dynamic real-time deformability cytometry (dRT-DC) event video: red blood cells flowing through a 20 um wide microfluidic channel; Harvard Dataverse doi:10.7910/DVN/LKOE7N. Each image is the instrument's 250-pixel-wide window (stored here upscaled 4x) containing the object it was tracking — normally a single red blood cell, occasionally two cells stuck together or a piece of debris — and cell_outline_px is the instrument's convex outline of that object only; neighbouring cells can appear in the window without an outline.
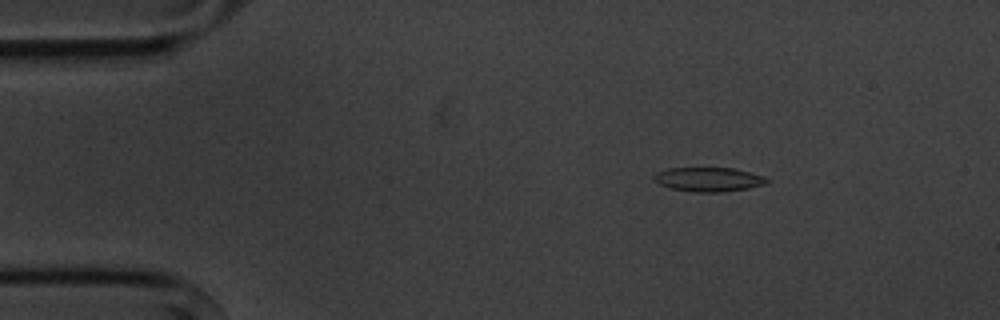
{"species": "common noctule bat (a hibernating species)", "species_latin": "Nyctalus noctula", "temperature_condition": "cold", "stored_images_in_passage": 3, "camera_frame_rate_fps": 3000, "um_per_image_px": 0.085, "animal": {"sex": "male", "body_mass_g": 20.1, "forearm_length_mm": 53.5}, "frame": {"image": 1, "passage_image": 1, "time_ms": 0.0, "image_size_px": [1000, 320], "cell_outline_px": [[772, 180], [768, 184], [748, 188], [724, 192], [696, 192], [672, 188], [660, 184], [652, 176], [656, 172], [668, 168], [732, 168], [764, 176]], "centroid_in_image_um": [60.28, 15.25], "position_along_channel_um": 24.7, "area_um2": 15.9}}